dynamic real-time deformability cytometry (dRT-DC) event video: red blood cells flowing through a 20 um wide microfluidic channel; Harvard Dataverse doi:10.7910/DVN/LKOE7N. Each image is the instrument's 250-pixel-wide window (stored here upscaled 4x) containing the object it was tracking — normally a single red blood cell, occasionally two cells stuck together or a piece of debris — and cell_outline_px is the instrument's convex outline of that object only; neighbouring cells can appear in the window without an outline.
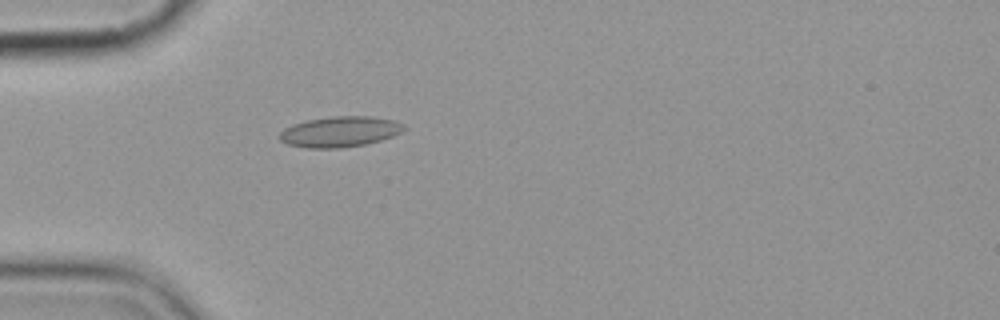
{"species": "common noctule bat (a hibernating species)", "species_latin": "Nyctalus noctula", "temperature_condition": "cold", "stored_images_in_passage": 6, "camera_frame_rate_fps": 3000, "um_per_image_px": 0.085, "animal": {"sex": "female", "body_mass_g": 19.9}, "frame": {"image": 1, "passage_image": 6, "time_ms": 6.667, "image_size_px": [1000, 320], "cell_outline_px": [[408, 128], [392, 136], [380, 140], [364, 144], [340, 148], [308, 148], [288, 144], [280, 140], [276, 136], [284, 128], [292, 124], [308, 120], [332, 116], [372, 116], [396, 120], [404, 124]], "centroid_in_image_um": [28.89, 11.18], "position_along_channel_um": 56.1, "area_um2": 22.31}}